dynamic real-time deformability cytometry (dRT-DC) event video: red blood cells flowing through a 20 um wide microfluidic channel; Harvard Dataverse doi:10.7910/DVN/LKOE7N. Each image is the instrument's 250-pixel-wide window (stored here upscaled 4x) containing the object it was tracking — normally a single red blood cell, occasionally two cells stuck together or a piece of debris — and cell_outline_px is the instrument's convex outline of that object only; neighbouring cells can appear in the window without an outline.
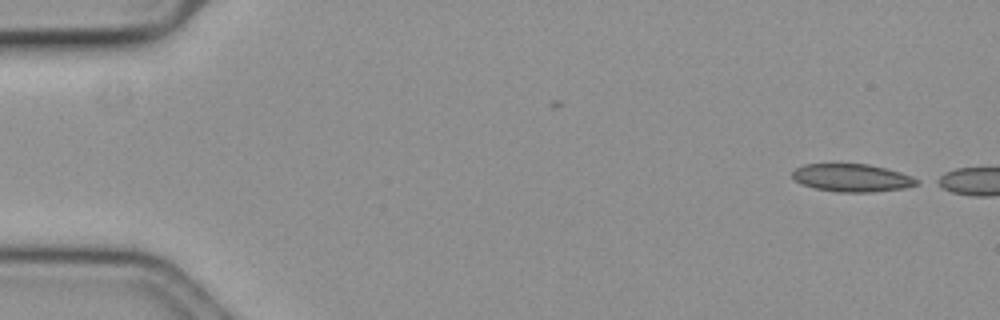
{"species": "common noctule bat (a hibernating species)", "species_latin": "Nyctalus noctula", "temperature_condition": "cold", "stored_images_in_passage": 10, "camera_frame_rate_fps": 3000, "um_per_image_px": 0.085, "animal": {"sex": "female", "body_mass_g": 19.3, "forearm_length_mm": 54.1}, "frame": {"image": 1, "passage_image": 1, "time_ms": 0.0, "image_size_px": [1000, 320], "cell_outline_px": [[920, 184], [908, 188], [872, 192], [836, 192], [816, 188], [800, 184], [792, 176], [792, 172], [796, 168], [804, 164], [868, 164], [900, 172], [912, 176], [920, 180]], "centroid_in_image_um": [72.46, 15.12], "position_along_channel_um": 12.5, "area_um2": 20.29}}